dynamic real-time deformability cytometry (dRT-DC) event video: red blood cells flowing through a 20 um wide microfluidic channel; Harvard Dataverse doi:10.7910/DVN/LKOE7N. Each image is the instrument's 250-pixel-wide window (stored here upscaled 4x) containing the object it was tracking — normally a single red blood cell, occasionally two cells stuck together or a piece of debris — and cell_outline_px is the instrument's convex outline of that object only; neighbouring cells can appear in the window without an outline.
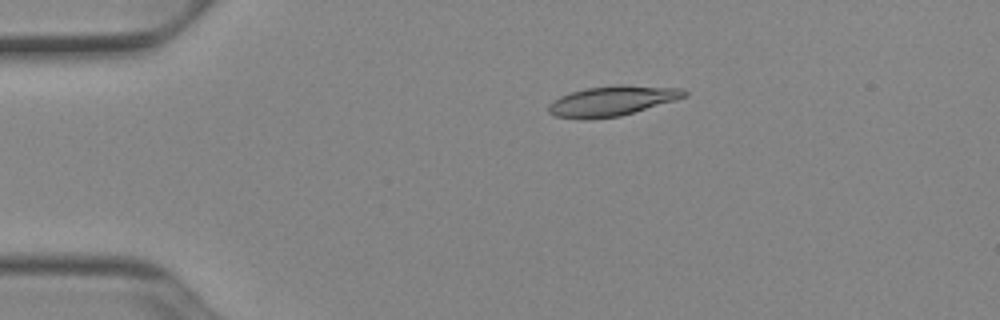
{"species": "Egyptian fruit bat (a non-hibernating species)", "species_latin": "Rousettus aegyptiacus", "temperature_condition": "cold", "stored_images_in_passage": 52, "camera_frame_rate_fps": 3000, "um_per_image_px": 0.085, "animal": {"sex": "female"}, "frame": {"image": 1, "passage_image": 11, "time_ms": 3.333, "image_size_px": [1000, 320], "cell_outline_px": [[688, 96], [620, 116], [588, 120], [580, 120], [556, 116], [548, 112], [548, 104], [552, 100], [560, 96], [584, 88], [616, 84], [624, 84], [684, 88], [688, 92]], "centroid_in_image_um": [52.02, 8.57], "position_along_channel_um": 33.0, "area_um2": 24.16}}
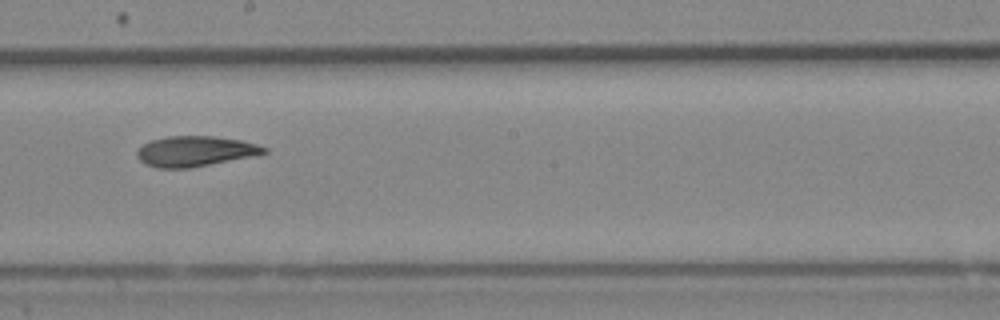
{"frame": {"image": 2, "passage_image": 30, "time_ms": 9.667, "image_size_px": [1000, 320], "cell_outline_px": [[268, 152], [252, 156], [188, 168], [156, 168], [144, 164], [136, 156], [136, 152], [144, 144], [152, 140], [168, 136], [212, 136], [240, 140], [256, 144], [268, 148]], "centroid_in_image_um": [16.56, 12.86], "position_along_channel_um": 231.6, "area_um2": 22.25}}
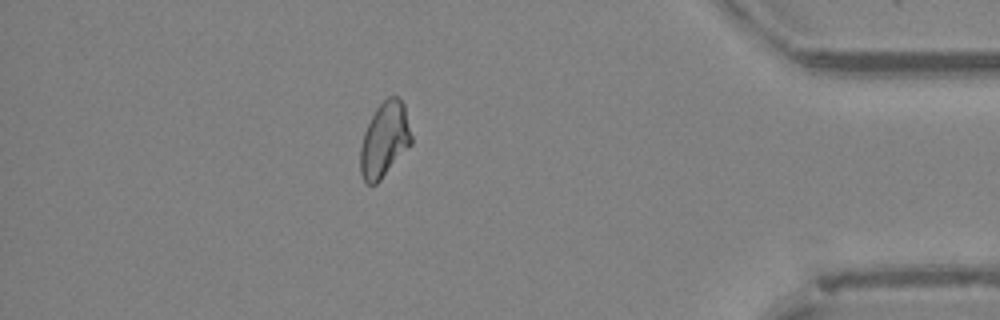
{"frame": {"image": 3, "passage_image": 46, "time_ms": 15.0, "image_size_px": [1000, 320], "cell_outline_px": [[412, 144], [380, 180], [376, 184], [364, 184], [360, 172], [360, 148], [364, 132], [376, 108], [388, 96], [396, 96], [404, 104], [412, 136]], "centroid_in_image_um": [32.68, 11.9], "position_along_channel_um": 402.5, "area_um2": 22.25}, "authors_computed_cell_mechanics": {"area_um2": 22.5709, "velocity_mm_per_s": 3.9176, "shape_relaxation_time_tau1_ms": 10.7611, "shape_relaxation_time_tau2_ms": 5.5246, "deformation_change_tau1": 0.2089, "deformation_change_tau2": 0.1204}}